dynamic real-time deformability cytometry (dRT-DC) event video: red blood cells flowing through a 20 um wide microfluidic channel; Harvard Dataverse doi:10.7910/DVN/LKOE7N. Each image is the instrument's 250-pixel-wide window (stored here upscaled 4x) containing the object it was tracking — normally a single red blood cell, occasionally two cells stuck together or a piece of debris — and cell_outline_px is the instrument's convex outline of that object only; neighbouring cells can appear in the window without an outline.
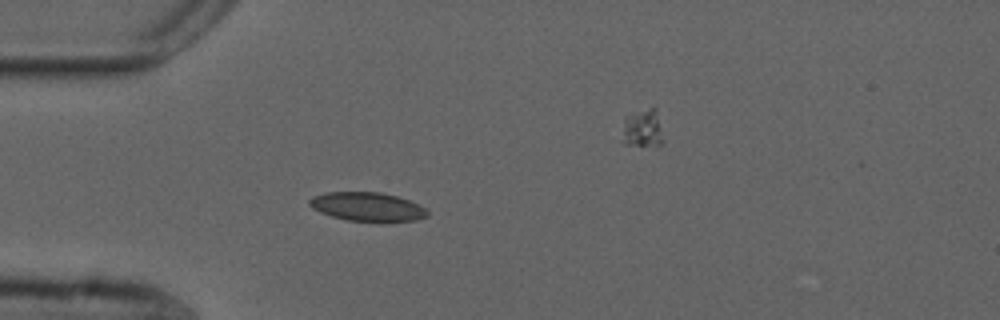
{"species": "common noctule bat (a hibernating species)", "species_latin": "Nyctalus noctula", "temperature_condition": "cold", "stored_images_in_passage": 48, "camera_frame_rate_fps": 3000, "um_per_image_px": 0.085, "animal": {"sex": "male", "forearm_length_mm": 52.5}, "frame": {"image": 1, "passage_image": 8, "time_ms": 2.333, "image_size_px": [1000, 320], "cell_outline_px": [[428, 216], [416, 220], [384, 224], [380, 224], [348, 220], [332, 216], [320, 212], [312, 208], [308, 204], [308, 200], [312, 196], [328, 192], [380, 192], [396, 196], [408, 200], [424, 208], [428, 212]], "centroid_in_image_um": [31.23, 17.61], "position_along_channel_um": 53.8, "area_um2": 20.35}}
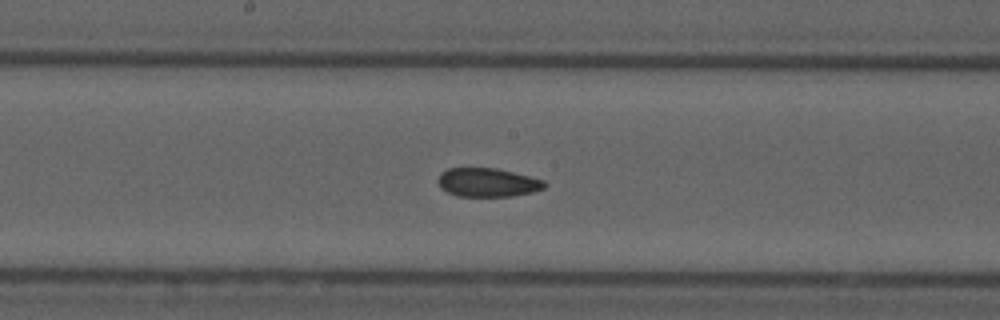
{"frame": {"image": 2, "passage_image": 21, "time_ms": 6.667, "image_size_px": [1000, 320], "cell_outline_px": [[548, 184], [544, 188], [532, 192], [512, 196], [456, 196], [440, 188], [436, 180], [440, 172], [448, 168], [496, 168], [544, 180]], "centroid_in_image_um": [41.4, 15.51], "position_along_channel_um": 206.8, "area_um2": 17.92}}
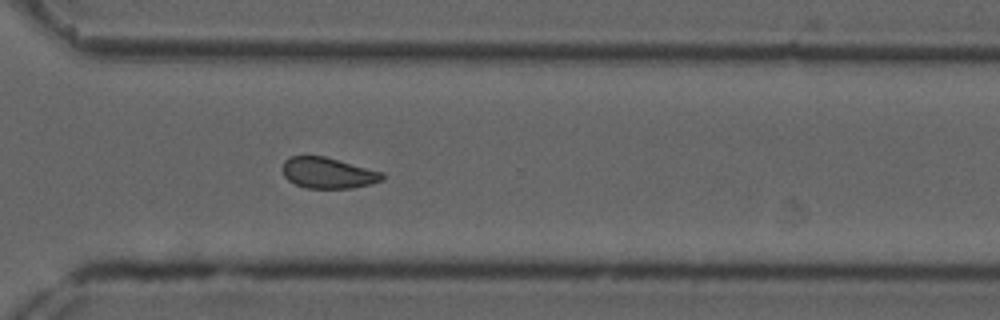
{"frame": {"image": 3, "passage_image": 32, "time_ms": 10.333, "image_size_px": [1000, 320], "cell_outline_px": [[384, 180], [372, 184], [352, 188], [304, 188], [288, 180], [284, 176], [284, 160], [288, 156], [324, 156], [384, 172]], "centroid_in_image_um": [27.91, 14.7], "position_along_channel_um": 342.7, "area_um2": 18.03}, "authors_computed_cell_mechanics": {"area_um2": 18.9295, "velocity_mm_per_s": 3.7145, "shape_relaxation_time_tau1_ms": 10.2193, "shape_relaxation_time_tau2_ms": 2.9176, "deformation_change_tau1": 0.1222, "deformation_change_tau2": 0.0667}}